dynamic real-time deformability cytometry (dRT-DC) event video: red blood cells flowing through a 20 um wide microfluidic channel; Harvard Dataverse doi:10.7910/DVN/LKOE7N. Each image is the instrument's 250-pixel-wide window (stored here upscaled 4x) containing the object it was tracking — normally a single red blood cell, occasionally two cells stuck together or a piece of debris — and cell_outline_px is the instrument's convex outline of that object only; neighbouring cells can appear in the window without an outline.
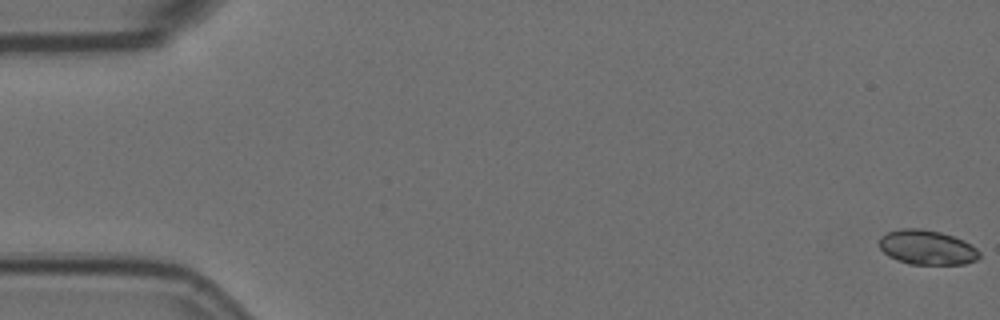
{"species": "Egyptian fruit bat (a non-hibernating species)", "species_latin": "Rousettus aegyptiacus", "temperature_condition": "room temperature", "stored_images_in_passage": 5, "camera_frame_rate_fps": 3000, "um_per_image_px": 0.085, "animal": {"sex": "female"}, "frame": {"image": 1, "passage_image": 1, "time_ms": 0.0, "image_size_px": [1000, 320], "cell_outline_px": [[980, 256], [976, 260], [964, 264], [908, 264], [896, 260], [888, 256], [880, 248], [880, 236], [888, 232], [900, 228], [920, 228], [940, 232], [964, 240], [976, 248], [980, 252]], "centroid_in_image_um": [78.78, 21.03], "position_along_channel_um": 6.2, "area_um2": 20.23}}
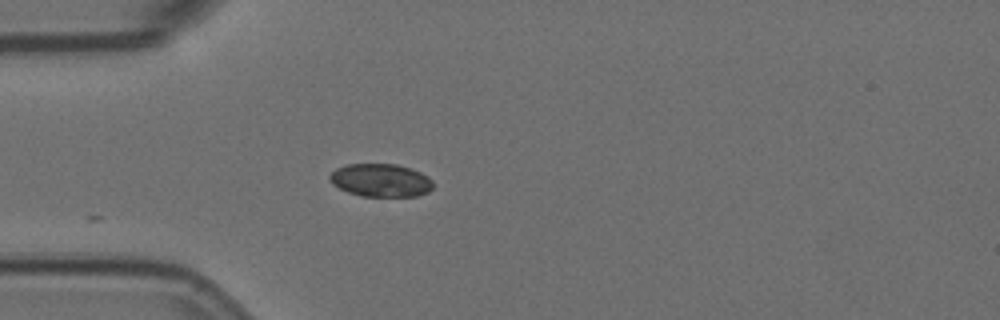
{"frame": {"image": 2, "passage_image": 5, "time_ms": 1.333, "image_size_px": [1000, 320], "cell_outline_px": [[432, 188], [428, 192], [416, 196], [360, 196], [348, 192], [332, 184], [328, 176], [336, 168], [344, 164], [396, 164], [412, 168], [428, 176], [432, 180]], "centroid_in_image_um": [32.35, 15.31], "position_along_channel_um": 52.6, "area_um2": 20.0}}